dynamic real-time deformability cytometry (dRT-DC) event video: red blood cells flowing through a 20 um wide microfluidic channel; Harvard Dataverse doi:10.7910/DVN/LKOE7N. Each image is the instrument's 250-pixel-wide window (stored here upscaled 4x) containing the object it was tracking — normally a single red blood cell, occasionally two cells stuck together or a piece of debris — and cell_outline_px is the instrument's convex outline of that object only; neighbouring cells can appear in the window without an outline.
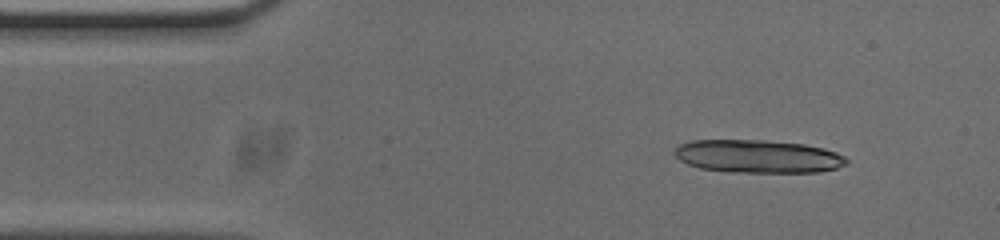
{"species": "common noctule bat (a hibernating species)", "species_latin": "Nyctalus noctula", "temperature_condition": "cold", "stored_images_in_passage": 47, "camera_frame_rate_fps": 3000, "um_per_image_px": 0.085, "animal": {"sex": "male", "body_mass_g": 20.0, "forearm_length_mm": 53.3}, "frame": {"image": 1, "passage_image": 5, "time_ms": 1.333, "image_size_px": [1000, 240], "cell_outline_px": [[848, 160], [844, 164], [836, 168], [816, 172], [732, 172], [700, 168], [688, 164], [680, 160], [676, 156], [676, 148], [680, 144], [692, 140], [764, 140], [804, 144], [824, 148], [836, 152], [844, 156]], "centroid_in_image_um": [64.43, 13.28], "position_along_channel_um": 20.6, "area_um2": 32.89}}
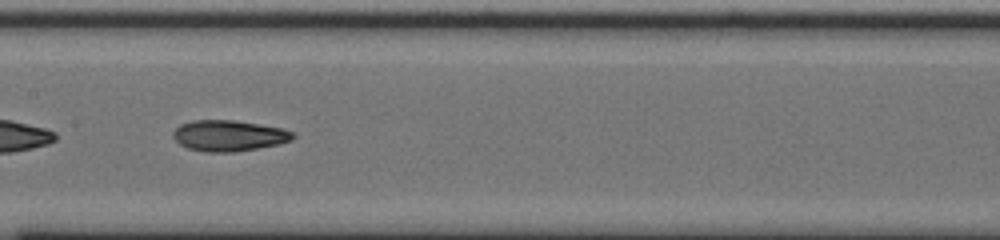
{"frame": {"image": 2, "passage_image": 24, "time_ms": 7.667, "image_size_px": [1000, 240], "cell_outline_px": [[296, 136], [292, 140], [280, 144], [236, 152], [204, 152], [188, 148], [180, 144], [172, 136], [172, 132], [180, 124], [192, 120], [232, 120], [260, 124], [280, 128], [292, 132]], "centroid_in_image_um": [19.44, 11.53], "position_along_channel_um": 188.0, "area_um2": 21.68}}
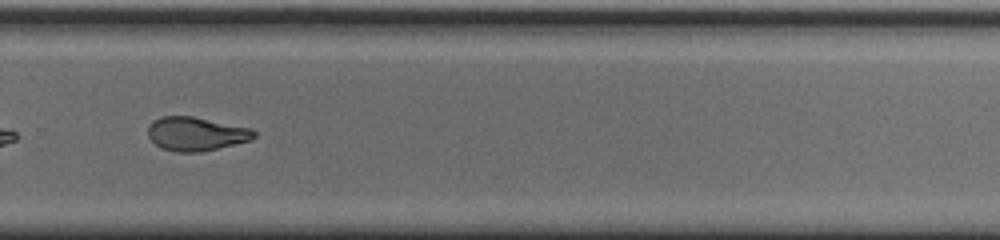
{"frame": {"image": 3, "passage_image": 34, "time_ms": 11.0, "image_size_px": [1000, 240], "cell_outline_px": [[256, 136], [252, 140], [200, 152], [176, 152], [160, 148], [148, 136], [148, 124], [152, 120], [160, 116], [192, 116], [252, 128], [256, 132]], "centroid_in_image_um": [16.65, 11.37], "position_along_channel_um": 313.1, "area_um2": 21.04}, "authors_computed_cell_mechanics": {"area_um2": 22.1374, "velocity_mm_per_s": 3.7667, "shape_relaxation_time_tau1_ms": null, "shape_relaxation_time_tau2_ms": 3.0712, "deformation_change_tau1": null, "deformation_change_tau2": 0.1044}}